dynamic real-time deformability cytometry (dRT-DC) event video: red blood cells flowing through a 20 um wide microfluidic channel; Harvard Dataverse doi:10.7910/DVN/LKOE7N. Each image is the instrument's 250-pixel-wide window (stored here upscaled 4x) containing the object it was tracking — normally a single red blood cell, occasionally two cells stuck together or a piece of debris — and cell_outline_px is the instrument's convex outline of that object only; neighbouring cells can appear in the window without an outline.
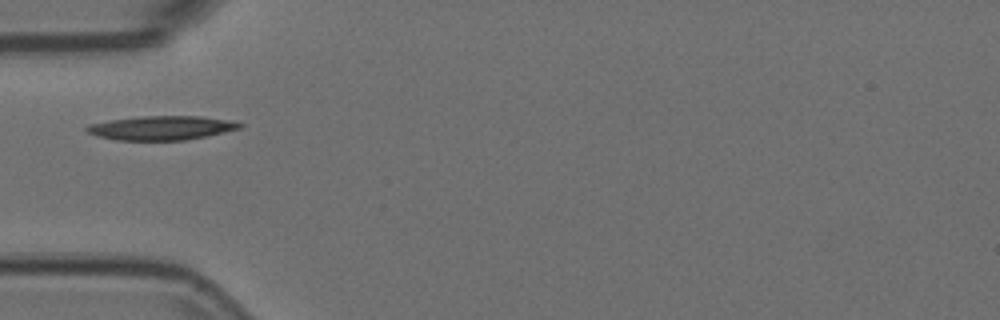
{"species": "Egyptian fruit bat (a non-hibernating species)", "species_latin": "Rousettus aegyptiacus", "temperature_condition": "room temperature", "stored_images_in_passage": 1, "camera_frame_rate_fps": 3000, "um_per_image_px": 0.085, "animal": {"sex": "female"}, "frame": {"image": 1, "passage_image": 1, "time_ms": 0.0, "image_size_px": [1000, 320], "cell_outline_px": [[244, 124], [240, 128], [224, 132], [184, 140], [116, 140], [96, 136], [88, 132], [84, 128], [88, 124], [108, 120], [140, 116], [200, 116], [236, 120]], "centroid_in_image_um": [13.72, 10.86], "position_along_channel_um": 71.3, "area_um2": 21.62}}